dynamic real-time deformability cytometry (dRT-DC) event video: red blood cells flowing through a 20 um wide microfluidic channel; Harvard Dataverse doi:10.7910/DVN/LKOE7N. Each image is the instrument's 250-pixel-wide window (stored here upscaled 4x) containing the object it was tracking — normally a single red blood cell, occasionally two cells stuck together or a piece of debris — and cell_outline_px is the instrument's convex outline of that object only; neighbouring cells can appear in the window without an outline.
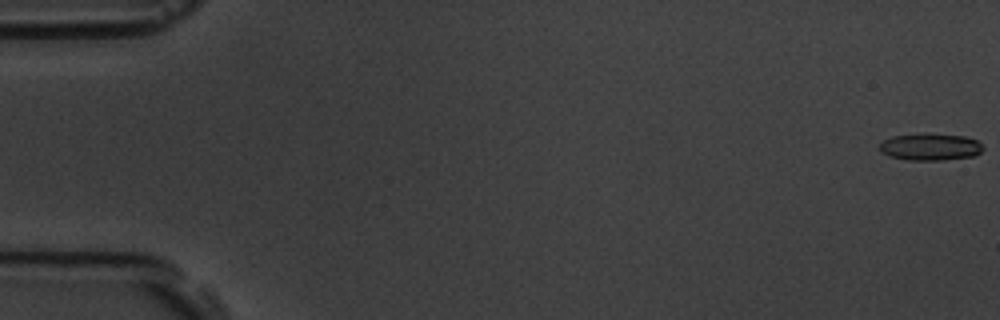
{"species": "common noctule bat (a hibernating species)", "species_latin": "Nyctalus noctula", "temperature_condition": "room temperature", "stored_images_in_passage": 17, "camera_frame_rate_fps": 3000, "um_per_image_px": 0.085, "animal": {"sex": "male", "body_mass_g": 19.5, "forearm_length_mm": 54.6}, "frame": {"image": 1, "passage_image": 1, "time_ms": 0.0, "image_size_px": [1000, 320], "cell_outline_px": [[984, 148], [976, 156], [944, 160], [908, 160], [888, 156], [880, 152], [880, 144], [884, 140], [892, 136], [964, 136], [976, 140]], "centroid_in_image_um": [79.08, 12.54], "position_along_channel_um": 5.9, "area_um2": 15.55}}
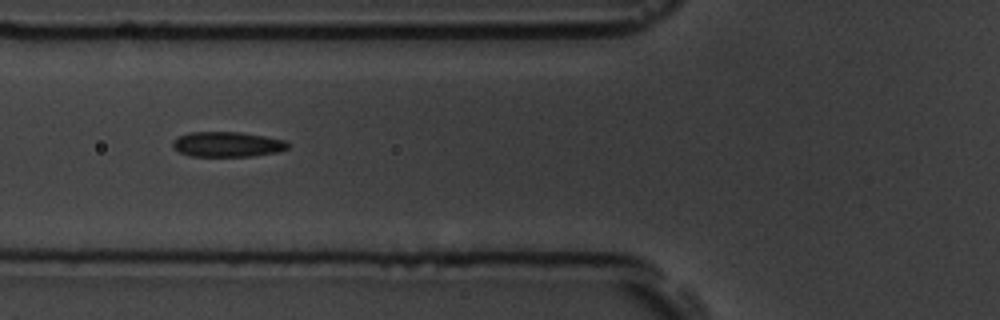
{"frame": {"image": 2, "passage_image": 7, "time_ms": 7.0, "image_size_px": [1000, 320], "cell_outline_px": [[288, 148], [276, 152], [252, 156], [188, 156], [172, 148], [172, 140], [188, 132], [240, 132], [264, 136], [284, 140], [288, 144]], "centroid_in_image_um": [19.27, 12.27], "position_along_channel_um": 106.5, "area_um2": 16.82}}
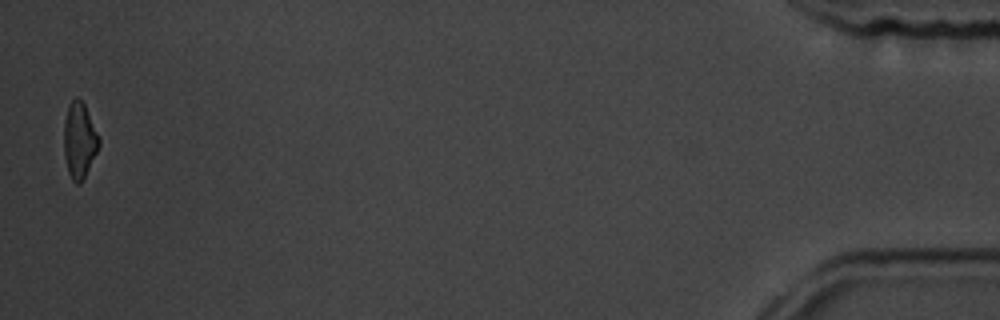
{"frame": {"image": 3, "passage_image": 17, "time_ms": 18.333, "image_size_px": [1000, 320], "cell_outline_px": [[100, 144], [80, 184], [76, 184], [72, 180], [68, 172], [64, 156], [64, 120], [68, 104], [76, 96], [84, 104], [100, 140]], "centroid_in_image_um": [6.72, 11.92], "position_along_channel_um": 428.5, "area_um2": 15.2}, "authors_computed_cell_mechanics": {"area_um2": 16.8198, "velocity_mm_per_s": 3.6698, "shape_relaxation_time_tau1_ms": 2.5998, "shape_relaxation_time_tau2_ms": null, "deformation_change_tau1": 0.0853, "deformation_change_tau2": null}}